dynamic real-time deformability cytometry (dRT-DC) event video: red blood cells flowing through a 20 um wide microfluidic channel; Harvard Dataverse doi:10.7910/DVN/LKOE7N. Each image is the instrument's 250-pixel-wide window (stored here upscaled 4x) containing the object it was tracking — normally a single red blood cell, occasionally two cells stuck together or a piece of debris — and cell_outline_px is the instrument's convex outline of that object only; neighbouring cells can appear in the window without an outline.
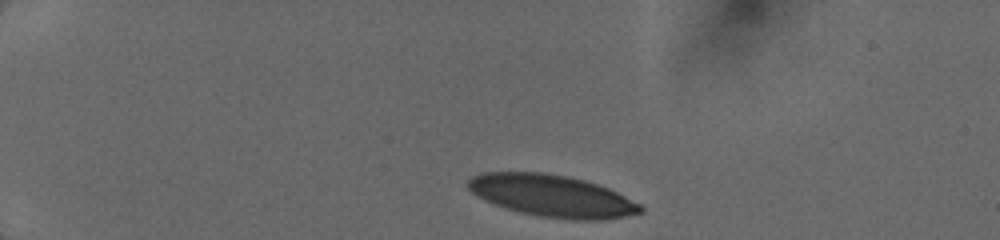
{"species": "human", "species_latin": "Homo sapiens", "temperature_condition": "cold", "stored_images_in_passage": 5, "camera_frame_rate_fps": 3000, "um_per_image_px": 0.085, "donor": {"sex": "female"}, "frame": {"image": 1, "passage_image": 1, "time_ms": 0.0, "image_size_px": [1000, 240], "cell_outline_px": [[644, 212], [604, 220], [572, 220], [540, 216], [520, 212], [484, 200], [472, 192], [468, 188], [468, 180], [472, 176], [484, 172], [544, 172], [568, 176], [584, 180], [608, 188], [640, 204], [644, 208]], "centroid_in_image_um": [46.93, 16.64], "position_along_channel_um": 38.1, "area_um2": 41.96}}
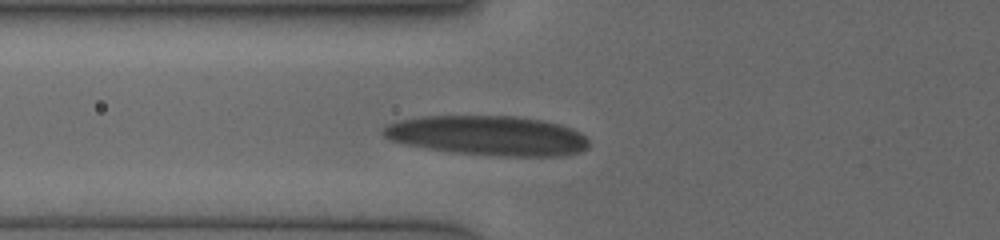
{"frame": {"image": 2, "passage_image": 5, "time_ms": 3.0, "image_size_px": [1000, 240], "cell_outline_px": [[592, 144], [588, 148], [580, 152], [560, 156], [496, 156], [452, 152], [424, 148], [404, 144], [388, 140], [380, 132], [388, 124], [400, 120], [424, 116], [516, 116], [540, 120], [560, 124], [572, 128], [580, 132]], "centroid_in_image_um": [41.47, 11.53], "position_along_channel_um": 84.3, "area_um2": 47.92}}